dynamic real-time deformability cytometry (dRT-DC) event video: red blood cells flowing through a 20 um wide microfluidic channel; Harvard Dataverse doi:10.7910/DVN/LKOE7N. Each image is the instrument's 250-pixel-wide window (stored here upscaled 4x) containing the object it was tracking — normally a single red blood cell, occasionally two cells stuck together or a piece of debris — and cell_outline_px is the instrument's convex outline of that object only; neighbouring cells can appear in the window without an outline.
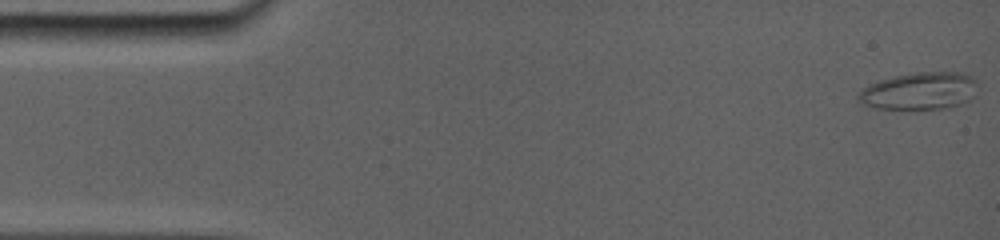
{"species": "common noctule bat (a hibernating species)", "species_latin": "Nyctalus noctula", "temperature_condition": "room temperature", "stored_images_in_passage": 57, "camera_frame_rate_fps": 5000, "um_per_image_px": 0.085, "animal": {"sex": "female", "body_mass_g": 19.0, "forearm_length_mm": 56.7}, "frame": {"image": 1, "passage_image": 1, "time_ms": 0.0, "image_size_px": [1000, 240], "cell_outline_px": [[976, 84], [972, 96], [968, 100], [956, 104], [940, 108], [880, 108], [864, 104], [856, 96], [856, 92], [868, 84], [892, 76], [912, 72], [960, 72], [972, 76], [976, 80]], "centroid_in_image_um": [78.1, 7.69], "position_along_channel_um": 6.9, "area_um2": 25.55}}
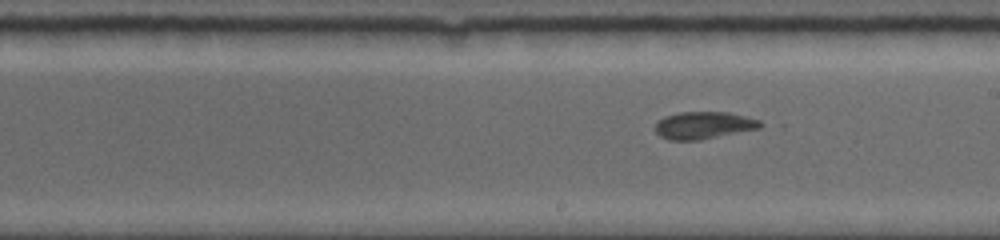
{"frame": {"image": 2, "passage_image": 25, "time_ms": 9.0, "image_size_px": [1000, 240], "cell_outline_px": [[768, 124], [760, 128], [700, 140], [668, 140], [660, 136], [656, 132], [656, 120], [664, 116], [676, 112], [728, 112], [760, 120]], "centroid_in_image_um": [59.82, 10.64], "position_along_channel_um": 229.2, "area_um2": 16.94}}
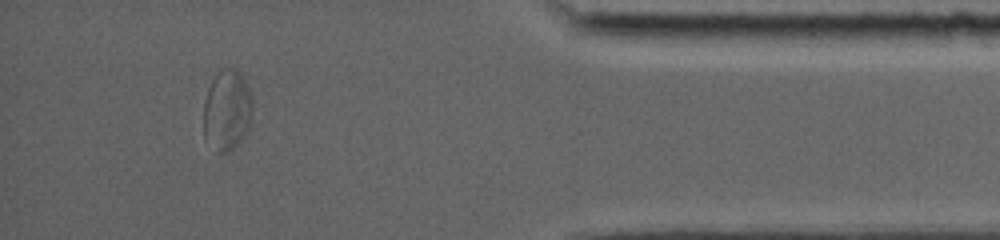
{"frame": {"image": 3, "passage_image": 49, "time_ms": 14.6, "image_size_px": [1000, 240], "cell_outline_px": [[252, 108], [248, 128], [244, 136], [228, 152], [216, 152], [204, 140], [204, 100], [208, 88], [212, 80], [220, 72], [228, 68], [236, 68], [240, 72], [252, 96]], "centroid_in_image_um": [19.28, 9.39], "position_along_channel_um": 415.9, "area_um2": 22.89}, "authors_computed_cell_mechanics": {"area_um2": 16.9932, "velocity_mm_per_s": 3.8523, "shape_relaxation_time_tau1_ms": null, "shape_relaxation_time_tau2_ms": 3.9529, "deformation_change_tau1": null, "deformation_change_tau2": 0.1028}}